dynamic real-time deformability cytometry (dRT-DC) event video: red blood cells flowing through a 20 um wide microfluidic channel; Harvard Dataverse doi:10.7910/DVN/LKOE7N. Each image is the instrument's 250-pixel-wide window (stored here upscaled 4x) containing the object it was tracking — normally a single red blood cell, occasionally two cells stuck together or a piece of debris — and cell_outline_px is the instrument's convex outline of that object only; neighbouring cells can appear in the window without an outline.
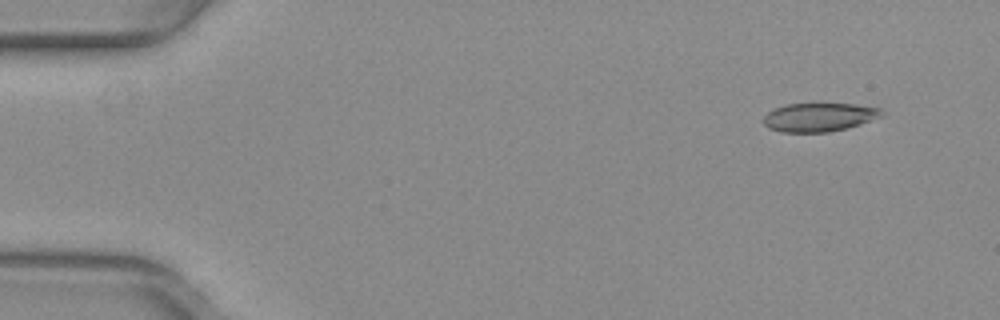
{"species": "common noctule bat (a hibernating species)", "species_latin": "Nyctalus noctula", "temperature_condition": "warm", "stored_images_in_passage": 49, "camera_frame_rate_fps": 3000, "um_per_image_px": 0.085, "animal": {"sex": "female", "body_mass_g": 29.2, "forearm_length_mm": 56.3}, "frame": {"image": 1, "passage_image": 1, "time_ms": 0.0, "image_size_px": [1000, 320], "cell_outline_px": [[884, 116], [860, 124], [828, 132], [780, 132], [768, 128], [764, 124], [764, 116], [768, 112], [784, 104], [856, 104], [880, 108], [884, 112]], "centroid_in_image_um": [69.64, 9.96], "position_along_channel_um": 15.4, "area_um2": 19.65}}
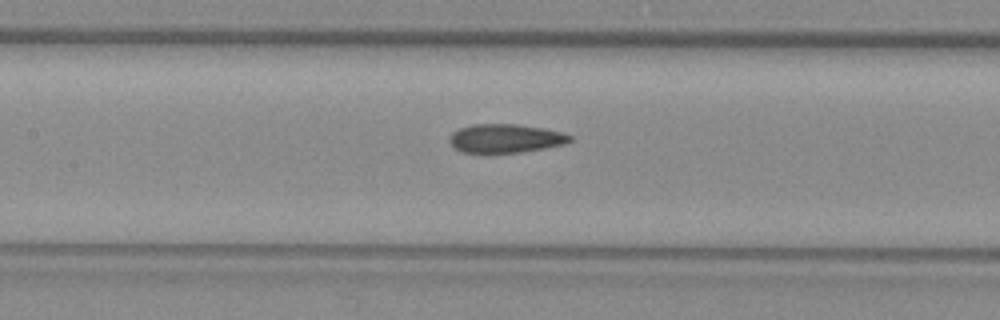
{"frame": {"image": 2, "passage_image": 21, "time_ms": 6.667, "image_size_px": [1000, 320], "cell_outline_px": [[572, 140], [564, 144], [544, 148], [520, 152], [460, 152], [448, 140], [452, 132], [460, 128], [472, 124], [516, 124], [544, 128], [560, 132], [572, 136]], "centroid_in_image_um": [42.96, 11.75], "position_along_channel_um": 164.4, "area_um2": 19.94}}
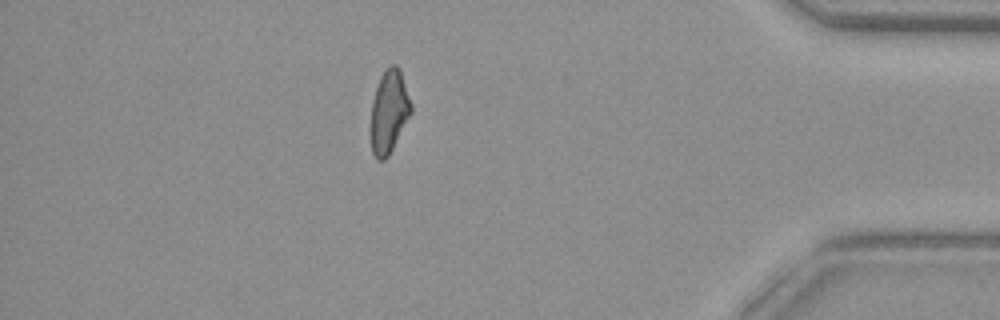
{"frame": {"image": 3, "passage_image": 42, "time_ms": 13.667, "image_size_px": [1000, 320], "cell_outline_px": [[412, 112], [388, 156], [384, 160], [376, 160], [372, 152], [368, 128], [372, 100], [380, 76], [392, 64], [396, 64], [400, 68], [412, 104]], "centroid_in_image_um": [33.03, 9.52], "position_along_channel_um": 402.2, "area_um2": 19.94}, "authors_computed_cell_mechanics": {"area_um2": 20.23, "velocity_mm_per_s": 4.001, "shape_relaxation_time_tau1_ms": null, "shape_relaxation_time_tau2_ms": 2.8906, "deformation_change_tau1": null, "deformation_change_tau2": 0.1038}}